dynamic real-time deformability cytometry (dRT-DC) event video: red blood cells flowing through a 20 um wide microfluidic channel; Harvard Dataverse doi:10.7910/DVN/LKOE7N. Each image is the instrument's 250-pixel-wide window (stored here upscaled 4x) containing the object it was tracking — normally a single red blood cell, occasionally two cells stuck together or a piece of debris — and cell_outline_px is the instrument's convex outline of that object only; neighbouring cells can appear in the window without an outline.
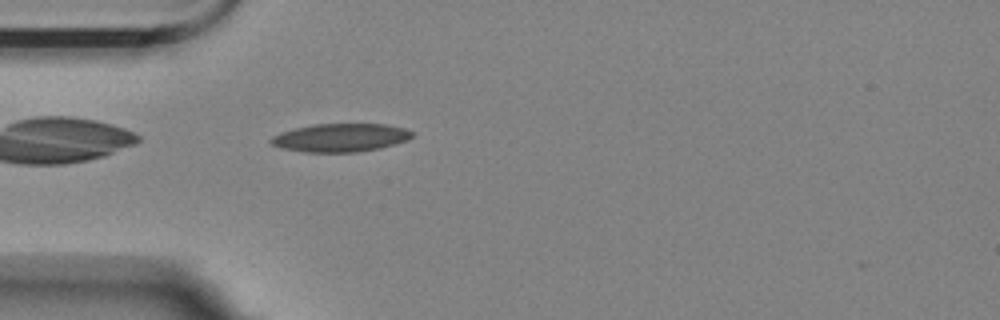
{"species": "Egyptian fruit bat (a non-hibernating species)", "species_latin": "Rousettus aegyptiacus", "temperature_condition": "room temperature", "stored_images_in_passage": 42, "camera_frame_rate_fps": 3000, "um_per_image_px": 0.085, "animal": {"sex": "female"}, "frame": {"image": 1, "passage_image": 2, "time_ms": 0.333, "image_size_px": [1000, 320], "cell_outline_px": [[412, 136], [408, 140], [380, 148], [356, 152], [304, 152], [280, 148], [272, 144], [268, 140], [272, 136], [280, 132], [312, 124], [388, 124], [404, 128], [412, 132]], "centroid_in_image_um": [28.91, 11.7], "position_along_channel_um": 56.1, "area_um2": 23.29}}
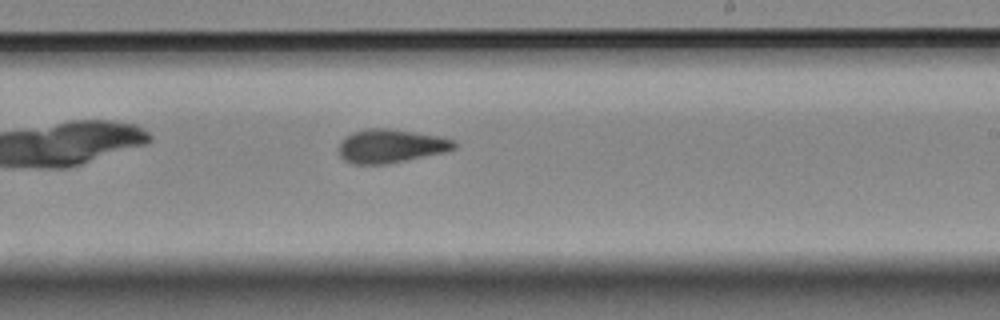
{"frame": {"image": 2, "passage_image": 19, "time_ms": 6.0, "image_size_px": [1000, 320], "cell_outline_px": [[456, 148], [440, 152], [404, 160], [384, 164], [352, 164], [344, 160], [340, 156], [340, 140], [344, 136], [352, 132], [368, 128], [388, 128], [440, 136], [456, 140]], "centroid_in_image_um": [33.17, 12.39], "position_along_channel_um": 255.8, "area_um2": 22.37}}
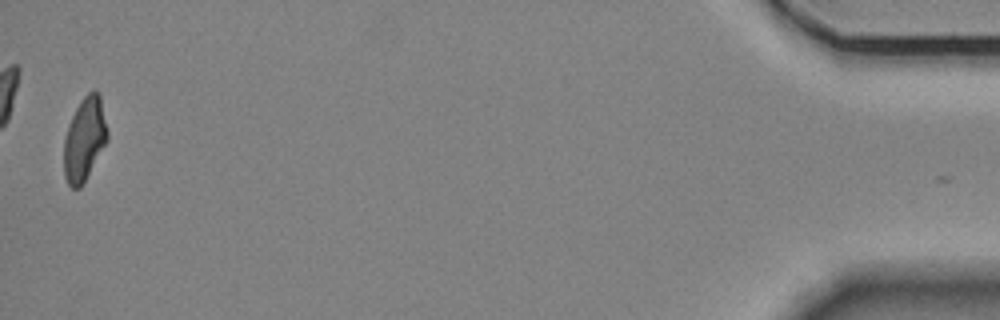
{"frame": {"image": 3, "passage_image": 41, "time_ms": 13.333, "image_size_px": [1000, 320], "cell_outline_px": [[108, 140], [80, 188], [72, 188], [68, 184], [64, 176], [64, 140], [68, 124], [80, 100], [88, 92], [96, 88], [100, 92], [108, 132]], "centroid_in_image_um": [7.19, 11.78], "position_along_channel_um": 428.0, "area_um2": 21.27}, "authors_computed_cell_mechanics": {"area_um2": 22.0796, "velocity_mm_per_s": 3.5856, "shape_relaxation_time_tau1_ms": 7.0483, "shape_relaxation_time_tau2_ms": 3.0192, "deformation_change_tau1": 0.1914, "deformation_change_tau2": 0.1088}}